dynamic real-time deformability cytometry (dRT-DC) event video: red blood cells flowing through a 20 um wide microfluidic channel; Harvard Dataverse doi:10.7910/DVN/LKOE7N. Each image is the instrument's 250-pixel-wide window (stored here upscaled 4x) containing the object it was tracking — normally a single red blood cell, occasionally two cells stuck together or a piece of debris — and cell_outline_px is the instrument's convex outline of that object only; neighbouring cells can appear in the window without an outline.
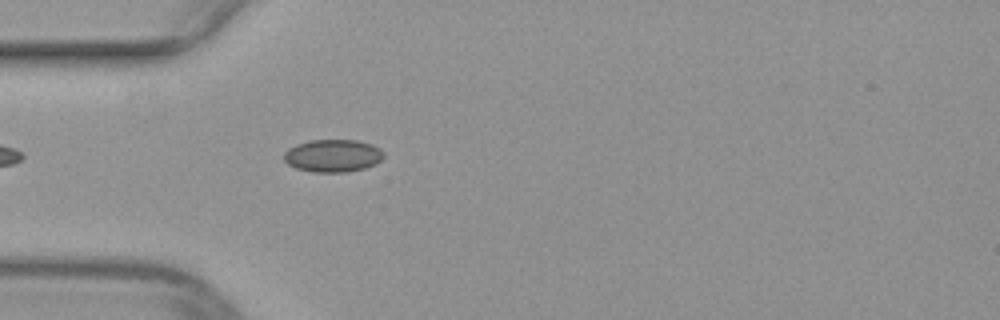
{"species": "common noctule bat (a hibernating species)", "species_latin": "Nyctalus noctula", "temperature_condition": "warm", "stored_images_in_passage": 32, "camera_frame_rate_fps": 3000, "um_per_image_px": 0.085, "animal": {"sex": "female", "body_mass_g": 29.2, "forearm_length_mm": 56.3}, "frame": {"image": 1, "passage_image": 1, "time_ms": 0.0, "image_size_px": [1000, 320], "cell_outline_px": [[384, 156], [376, 164], [364, 168], [348, 172], [312, 172], [296, 168], [288, 164], [284, 160], [284, 152], [288, 148], [296, 144], [308, 140], [356, 140], [372, 144], [380, 148], [384, 152]], "centroid_in_image_um": [28.29, 13.23], "position_along_channel_um": 56.7, "area_um2": 19.13}}
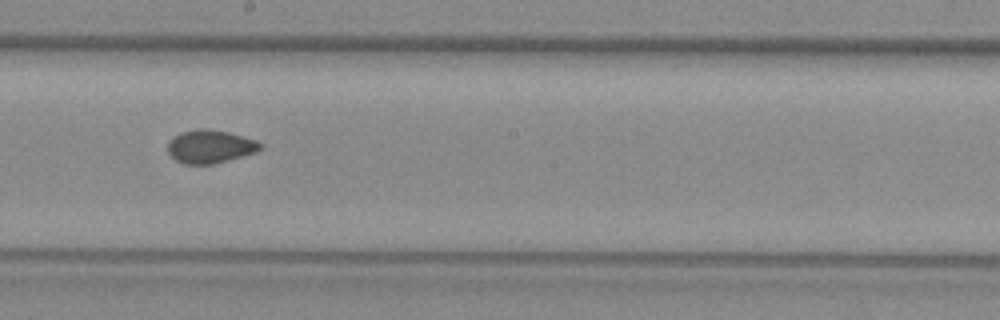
{"frame": {"image": 2, "passage_image": 14, "time_ms": 4.333, "image_size_px": [1000, 320], "cell_outline_px": [[264, 148], [256, 152], [212, 164], [184, 164], [176, 160], [168, 152], [168, 144], [172, 136], [184, 132], [200, 128], [208, 128], [228, 132], [256, 140]], "centroid_in_image_um": [17.86, 12.45], "position_along_channel_um": 230.3, "area_um2": 17.74}}
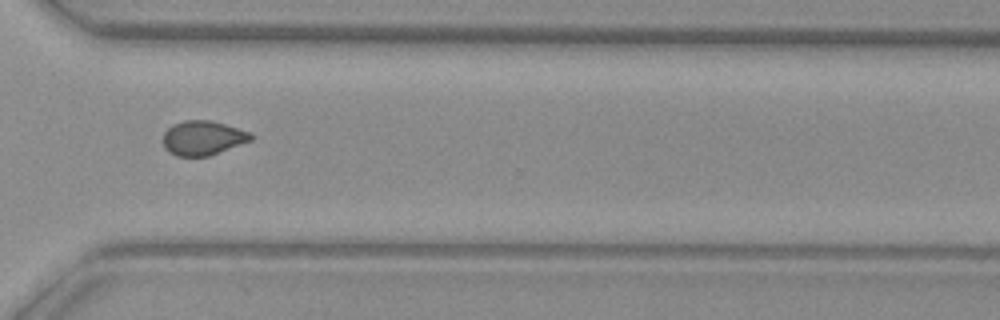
{"frame": {"image": 3, "passage_image": 23, "time_ms": 7.333, "image_size_px": [1000, 320], "cell_outline_px": [[256, 136], [252, 140], [208, 156], [176, 156], [168, 152], [164, 148], [164, 132], [172, 124], [184, 120], [208, 120], [224, 124], [252, 132]], "centroid_in_image_um": [17.26, 11.72], "position_along_channel_um": 353.3, "area_um2": 17.69}}